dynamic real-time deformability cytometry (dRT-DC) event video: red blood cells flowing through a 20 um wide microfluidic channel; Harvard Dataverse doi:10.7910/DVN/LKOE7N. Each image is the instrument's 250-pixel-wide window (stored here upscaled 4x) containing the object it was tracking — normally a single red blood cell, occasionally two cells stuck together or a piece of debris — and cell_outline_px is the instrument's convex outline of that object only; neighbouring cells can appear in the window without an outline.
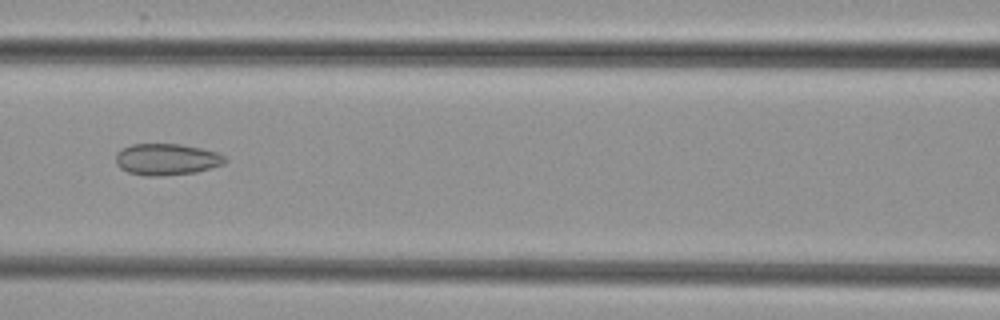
{"species": "common noctule bat (a hibernating species)", "species_latin": "Nyctalus noctula", "temperature_condition": "cold", "stored_images_in_passage": 5, "camera_frame_rate_fps": 3000, "um_per_image_px": 0.085, "animal": {"sex": "female", "body_mass_g": 29.2, "forearm_length_mm": 56.3}, "frame": {"image": 1, "passage_image": 5, "time_ms": 5.667, "image_size_px": [1000, 320], "cell_outline_px": [[228, 160], [224, 164], [196, 172], [160, 176], [144, 176], [128, 172], [120, 168], [116, 164], [116, 152], [132, 144], [180, 144], [200, 148], [216, 152], [224, 156]], "centroid_in_image_um": [14.15, 13.55], "position_along_channel_um": 152.4, "area_um2": 20.06}}